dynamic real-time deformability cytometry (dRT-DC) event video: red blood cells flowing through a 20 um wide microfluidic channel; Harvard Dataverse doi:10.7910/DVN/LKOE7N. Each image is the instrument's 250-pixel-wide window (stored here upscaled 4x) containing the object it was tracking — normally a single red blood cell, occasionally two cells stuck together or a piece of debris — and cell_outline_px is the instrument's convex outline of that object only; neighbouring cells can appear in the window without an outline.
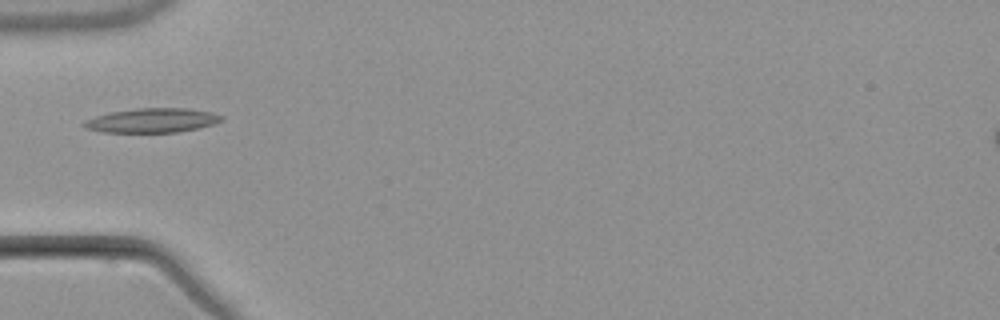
{"species": "common noctule bat (a hibernating species)", "species_latin": "Nyctalus noctula", "temperature_condition": "warm", "stored_images_in_passage": 5, "camera_frame_rate_fps": 3000, "um_per_image_px": 0.085, "animal": {"sex": "male", "body_mass_g": 21.5, "forearm_length_mm": 52.0}, "frame": {"image": 1, "passage_image": 5, "time_ms": 5.333, "image_size_px": [1000, 320], "cell_outline_px": [[224, 120], [200, 128], [176, 132], [104, 132], [84, 128], [80, 124], [84, 120], [96, 116], [112, 112], [136, 108], [188, 108], [212, 112], [224, 116]], "centroid_in_image_um": [12.94, 10.23], "position_along_channel_um": 72.1, "area_um2": 19.59}}